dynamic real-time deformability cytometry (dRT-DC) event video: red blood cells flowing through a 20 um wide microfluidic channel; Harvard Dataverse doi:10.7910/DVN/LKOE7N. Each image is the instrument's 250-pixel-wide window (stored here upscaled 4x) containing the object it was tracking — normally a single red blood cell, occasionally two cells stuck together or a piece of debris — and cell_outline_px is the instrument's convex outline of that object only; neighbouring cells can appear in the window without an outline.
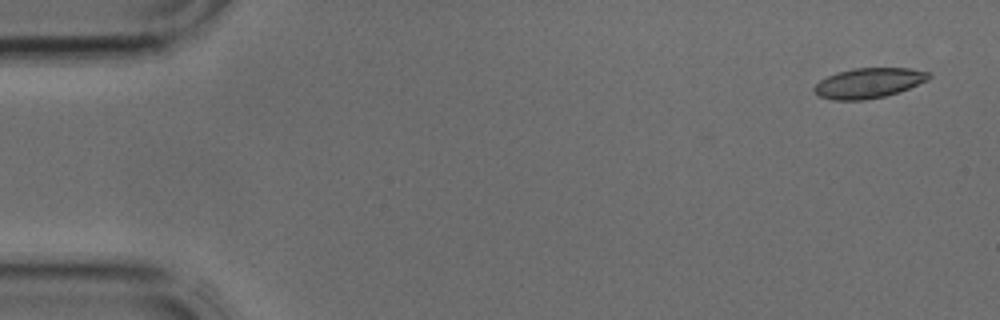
{"species": "common noctule bat (a hibernating species)", "species_latin": "Nyctalus noctula", "temperature_condition": "cold", "stored_images_in_passage": 2, "camera_frame_rate_fps": 3000, "um_per_image_px": 0.085, "animal": {"sex": "male", "body_mass_g": 17.9, "forearm_length_mm": 54.2}, "frame": {"image": 1, "passage_image": 2, "time_ms": 0.333, "image_size_px": [1000, 320], "cell_outline_px": [[932, 76], [928, 80], [900, 92], [884, 96], [864, 100], [832, 100], [820, 96], [812, 88], [820, 80], [828, 76], [852, 68], [908, 68], [932, 72]], "centroid_in_image_um": [73.88, 7.05], "position_along_channel_um": 11.1, "area_um2": 20.11}}